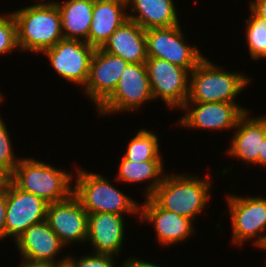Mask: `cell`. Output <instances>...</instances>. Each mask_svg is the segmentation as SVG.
I'll return each mask as SVG.
<instances>
[{"instance_id":"6da1fadb","label":"cell","mask_w":266,"mask_h":267,"mask_svg":"<svg viewBox=\"0 0 266 267\" xmlns=\"http://www.w3.org/2000/svg\"><path fill=\"white\" fill-rule=\"evenodd\" d=\"M17 26V43L23 52L42 53L64 39L61 16L52 1L37 2L12 12Z\"/></svg>"},{"instance_id":"7a4b0ae2","label":"cell","mask_w":266,"mask_h":267,"mask_svg":"<svg viewBox=\"0 0 266 267\" xmlns=\"http://www.w3.org/2000/svg\"><path fill=\"white\" fill-rule=\"evenodd\" d=\"M187 174H170L150 196L161 208L175 212L193 221L210 200L212 180Z\"/></svg>"},{"instance_id":"3957f363","label":"cell","mask_w":266,"mask_h":267,"mask_svg":"<svg viewBox=\"0 0 266 267\" xmlns=\"http://www.w3.org/2000/svg\"><path fill=\"white\" fill-rule=\"evenodd\" d=\"M204 57L190 72L189 94L186 102H231L251 82L243 73L224 71Z\"/></svg>"},{"instance_id":"277c9868","label":"cell","mask_w":266,"mask_h":267,"mask_svg":"<svg viewBox=\"0 0 266 267\" xmlns=\"http://www.w3.org/2000/svg\"><path fill=\"white\" fill-rule=\"evenodd\" d=\"M73 174L65 169L33 158H22L10 175V181L20 190L44 199L47 203L60 202L73 194ZM71 182V183H70Z\"/></svg>"},{"instance_id":"5b68a950","label":"cell","mask_w":266,"mask_h":267,"mask_svg":"<svg viewBox=\"0 0 266 267\" xmlns=\"http://www.w3.org/2000/svg\"><path fill=\"white\" fill-rule=\"evenodd\" d=\"M73 194L79 199L88 214L91 213H125L137 214L139 218L140 205L129 195L110 184L103 175L87 172L84 169L76 171Z\"/></svg>"},{"instance_id":"8992f818","label":"cell","mask_w":266,"mask_h":267,"mask_svg":"<svg viewBox=\"0 0 266 267\" xmlns=\"http://www.w3.org/2000/svg\"><path fill=\"white\" fill-rule=\"evenodd\" d=\"M232 223V243L242 245L245 241L254 239L256 248L266 246V199L265 197L226 196ZM258 236V237H257ZM256 237V238H255ZM249 239V240H248Z\"/></svg>"},{"instance_id":"52a82bcc","label":"cell","mask_w":266,"mask_h":267,"mask_svg":"<svg viewBox=\"0 0 266 267\" xmlns=\"http://www.w3.org/2000/svg\"><path fill=\"white\" fill-rule=\"evenodd\" d=\"M153 101L145 63H128L113 93L96 109L101 116L137 111L144 102Z\"/></svg>"},{"instance_id":"ba28073f","label":"cell","mask_w":266,"mask_h":267,"mask_svg":"<svg viewBox=\"0 0 266 267\" xmlns=\"http://www.w3.org/2000/svg\"><path fill=\"white\" fill-rule=\"evenodd\" d=\"M147 57L160 58L191 72L204 58L197 46L185 41L180 24L145 30Z\"/></svg>"},{"instance_id":"9c48e42d","label":"cell","mask_w":266,"mask_h":267,"mask_svg":"<svg viewBox=\"0 0 266 267\" xmlns=\"http://www.w3.org/2000/svg\"><path fill=\"white\" fill-rule=\"evenodd\" d=\"M153 99L181 109L189 94L190 72L167 60L148 57L145 61Z\"/></svg>"},{"instance_id":"30bf717a","label":"cell","mask_w":266,"mask_h":267,"mask_svg":"<svg viewBox=\"0 0 266 267\" xmlns=\"http://www.w3.org/2000/svg\"><path fill=\"white\" fill-rule=\"evenodd\" d=\"M48 204L9 181L6 185L5 237H14L16 240L32 225L45 221Z\"/></svg>"},{"instance_id":"8fae6325","label":"cell","mask_w":266,"mask_h":267,"mask_svg":"<svg viewBox=\"0 0 266 267\" xmlns=\"http://www.w3.org/2000/svg\"><path fill=\"white\" fill-rule=\"evenodd\" d=\"M95 48L82 40L63 39L43 51L55 72L63 79L84 88L89 77L90 61Z\"/></svg>"},{"instance_id":"7c38bea8","label":"cell","mask_w":266,"mask_h":267,"mask_svg":"<svg viewBox=\"0 0 266 267\" xmlns=\"http://www.w3.org/2000/svg\"><path fill=\"white\" fill-rule=\"evenodd\" d=\"M182 109L186 113L178 120L180 126L190 129H208V131L232 128L234 130L238 119L248 111V109L239 106L238 103L231 102H185Z\"/></svg>"},{"instance_id":"4fadbf2b","label":"cell","mask_w":266,"mask_h":267,"mask_svg":"<svg viewBox=\"0 0 266 267\" xmlns=\"http://www.w3.org/2000/svg\"><path fill=\"white\" fill-rule=\"evenodd\" d=\"M46 221L65 246L87 241L88 213L74 194L63 201L49 203Z\"/></svg>"},{"instance_id":"5bb4252c","label":"cell","mask_w":266,"mask_h":267,"mask_svg":"<svg viewBox=\"0 0 266 267\" xmlns=\"http://www.w3.org/2000/svg\"><path fill=\"white\" fill-rule=\"evenodd\" d=\"M128 62L121 57L96 48L89 69V77L84 86V94L98 108L114 91Z\"/></svg>"},{"instance_id":"9a60e30c","label":"cell","mask_w":266,"mask_h":267,"mask_svg":"<svg viewBox=\"0 0 266 267\" xmlns=\"http://www.w3.org/2000/svg\"><path fill=\"white\" fill-rule=\"evenodd\" d=\"M14 242L22 256L21 260L55 266L63 265L66 261L67 256L61 257L60 260L56 257L66 246L46 220L29 227Z\"/></svg>"},{"instance_id":"2e32d148","label":"cell","mask_w":266,"mask_h":267,"mask_svg":"<svg viewBox=\"0 0 266 267\" xmlns=\"http://www.w3.org/2000/svg\"><path fill=\"white\" fill-rule=\"evenodd\" d=\"M140 205L139 220L154 224L156 238L160 245H175L194 234L192 219L161 208L151 197H144Z\"/></svg>"},{"instance_id":"e0dca14e","label":"cell","mask_w":266,"mask_h":267,"mask_svg":"<svg viewBox=\"0 0 266 267\" xmlns=\"http://www.w3.org/2000/svg\"><path fill=\"white\" fill-rule=\"evenodd\" d=\"M249 114L250 111H247L238 119L235 134L226 153L243 163L259 165L261 144L266 133V114L253 118Z\"/></svg>"},{"instance_id":"ac0fdd59","label":"cell","mask_w":266,"mask_h":267,"mask_svg":"<svg viewBox=\"0 0 266 267\" xmlns=\"http://www.w3.org/2000/svg\"><path fill=\"white\" fill-rule=\"evenodd\" d=\"M123 216L114 213L88 214L87 242L92 244L94 253L118 256L125 238Z\"/></svg>"},{"instance_id":"d6986e66","label":"cell","mask_w":266,"mask_h":267,"mask_svg":"<svg viewBox=\"0 0 266 267\" xmlns=\"http://www.w3.org/2000/svg\"><path fill=\"white\" fill-rule=\"evenodd\" d=\"M127 0H94L88 44L102 48L112 33L128 20Z\"/></svg>"},{"instance_id":"ffe728a7","label":"cell","mask_w":266,"mask_h":267,"mask_svg":"<svg viewBox=\"0 0 266 267\" xmlns=\"http://www.w3.org/2000/svg\"><path fill=\"white\" fill-rule=\"evenodd\" d=\"M102 49L128 63H145L148 58L145 29L128 19L112 33Z\"/></svg>"},{"instance_id":"44dd1931","label":"cell","mask_w":266,"mask_h":267,"mask_svg":"<svg viewBox=\"0 0 266 267\" xmlns=\"http://www.w3.org/2000/svg\"><path fill=\"white\" fill-rule=\"evenodd\" d=\"M174 0H127L128 19L141 28H166L180 24ZM133 13H137L133 15Z\"/></svg>"},{"instance_id":"7402d4cb","label":"cell","mask_w":266,"mask_h":267,"mask_svg":"<svg viewBox=\"0 0 266 267\" xmlns=\"http://www.w3.org/2000/svg\"><path fill=\"white\" fill-rule=\"evenodd\" d=\"M53 2L57 5L60 12L64 39L82 40L88 44L94 0Z\"/></svg>"},{"instance_id":"603a6c76","label":"cell","mask_w":266,"mask_h":267,"mask_svg":"<svg viewBox=\"0 0 266 267\" xmlns=\"http://www.w3.org/2000/svg\"><path fill=\"white\" fill-rule=\"evenodd\" d=\"M119 162L118 173L116 180L122 183H140L148 181L149 184L145 190L146 196L150 197L157 187L163 181L165 173L163 174V160H152L145 162H132L126 160L123 156ZM150 180V181H149Z\"/></svg>"},{"instance_id":"cb8c5ba5","label":"cell","mask_w":266,"mask_h":267,"mask_svg":"<svg viewBox=\"0 0 266 267\" xmlns=\"http://www.w3.org/2000/svg\"><path fill=\"white\" fill-rule=\"evenodd\" d=\"M158 136L148 131V129H140L136 133L127 146V151L123 157L132 162H145L152 160H162L160 154V144Z\"/></svg>"},{"instance_id":"d4e9b609","label":"cell","mask_w":266,"mask_h":267,"mask_svg":"<svg viewBox=\"0 0 266 267\" xmlns=\"http://www.w3.org/2000/svg\"><path fill=\"white\" fill-rule=\"evenodd\" d=\"M251 11V12H250ZM246 19V42L252 60L266 58V21L258 17L252 10Z\"/></svg>"},{"instance_id":"484cf974","label":"cell","mask_w":266,"mask_h":267,"mask_svg":"<svg viewBox=\"0 0 266 267\" xmlns=\"http://www.w3.org/2000/svg\"><path fill=\"white\" fill-rule=\"evenodd\" d=\"M7 128L0 115V167L11 175L22 158H16Z\"/></svg>"},{"instance_id":"4316f807","label":"cell","mask_w":266,"mask_h":267,"mask_svg":"<svg viewBox=\"0 0 266 267\" xmlns=\"http://www.w3.org/2000/svg\"><path fill=\"white\" fill-rule=\"evenodd\" d=\"M19 49L17 43V26L13 14L0 15V55Z\"/></svg>"},{"instance_id":"83f0119b","label":"cell","mask_w":266,"mask_h":267,"mask_svg":"<svg viewBox=\"0 0 266 267\" xmlns=\"http://www.w3.org/2000/svg\"><path fill=\"white\" fill-rule=\"evenodd\" d=\"M67 255L65 265L67 267H115L114 258L116 256L102 253H89V255L81 256L80 258L74 259Z\"/></svg>"},{"instance_id":"f1b7e54d","label":"cell","mask_w":266,"mask_h":267,"mask_svg":"<svg viewBox=\"0 0 266 267\" xmlns=\"http://www.w3.org/2000/svg\"><path fill=\"white\" fill-rule=\"evenodd\" d=\"M6 186L0 191V241L5 238Z\"/></svg>"},{"instance_id":"f546056e","label":"cell","mask_w":266,"mask_h":267,"mask_svg":"<svg viewBox=\"0 0 266 267\" xmlns=\"http://www.w3.org/2000/svg\"><path fill=\"white\" fill-rule=\"evenodd\" d=\"M249 3V9L266 21V0H254Z\"/></svg>"},{"instance_id":"4dcf8cb0","label":"cell","mask_w":266,"mask_h":267,"mask_svg":"<svg viewBox=\"0 0 266 267\" xmlns=\"http://www.w3.org/2000/svg\"><path fill=\"white\" fill-rule=\"evenodd\" d=\"M124 262V263H123ZM121 264L123 267H162L159 266V264H154L152 262H146V260H140L138 258H128L125 261H123Z\"/></svg>"},{"instance_id":"1f68e13d","label":"cell","mask_w":266,"mask_h":267,"mask_svg":"<svg viewBox=\"0 0 266 267\" xmlns=\"http://www.w3.org/2000/svg\"><path fill=\"white\" fill-rule=\"evenodd\" d=\"M9 181L10 175L0 167V191L5 188Z\"/></svg>"},{"instance_id":"d6a6232c","label":"cell","mask_w":266,"mask_h":267,"mask_svg":"<svg viewBox=\"0 0 266 267\" xmlns=\"http://www.w3.org/2000/svg\"><path fill=\"white\" fill-rule=\"evenodd\" d=\"M259 165L266 167V133H265V139L263 143L261 144V154H259Z\"/></svg>"},{"instance_id":"836d02e7","label":"cell","mask_w":266,"mask_h":267,"mask_svg":"<svg viewBox=\"0 0 266 267\" xmlns=\"http://www.w3.org/2000/svg\"><path fill=\"white\" fill-rule=\"evenodd\" d=\"M19 267H56V266L47 263H32L25 260H21V264L19 265Z\"/></svg>"},{"instance_id":"e575fe53","label":"cell","mask_w":266,"mask_h":267,"mask_svg":"<svg viewBox=\"0 0 266 267\" xmlns=\"http://www.w3.org/2000/svg\"><path fill=\"white\" fill-rule=\"evenodd\" d=\"M3 98V94L0 92V102L2 101Z\"/></svg>"},{"instance_id":"d590c367","label":"cell","mask_w":266,"mask_h":267,"mask_svg":"<svg viewBox=\"0 0 266 267\" xmlns=\"http://www.w3.org/2000/svg\"><path fill=\"white\" fill-rule=\"evenodd\" d=\"M56 267H67L65 264L63 265H59V266H56Z\"/></svg>"}]
</instances>
